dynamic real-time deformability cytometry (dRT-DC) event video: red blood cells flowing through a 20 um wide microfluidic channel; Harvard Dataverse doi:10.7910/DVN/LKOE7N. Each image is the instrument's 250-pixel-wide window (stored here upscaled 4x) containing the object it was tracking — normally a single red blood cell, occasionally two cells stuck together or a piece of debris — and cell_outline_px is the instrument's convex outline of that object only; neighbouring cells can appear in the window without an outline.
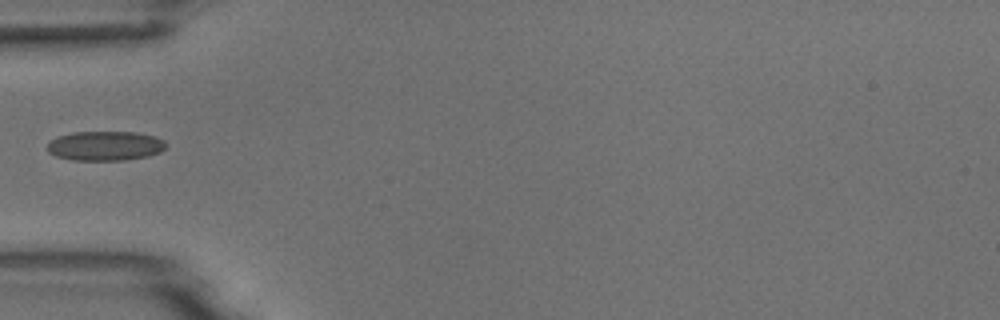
{"species": "common noctule bat (a hibernating species)", "species_latin": "Nyctalus noctula", "temperature_condition": "room temperature", "stored_images_in_passage": 1, "camera_frame_rate_fps": 3000, "um_per_image_px": 0.085, "animal": {"sex": "male", "body_mass_g": 18.8}, "frame": {"image": 1, "passage_image": 1, "time_ms": 0.0, "image_size_px": [1000, 320], "cell_outline_px": [[164, 148], [160, 152], [148, 156], [124, 160], [72, 160], [56, 156], [48, 152], [44, 148], [56, 136], [72, 132], [136, 132], [152, 136], [164, 140]], "centroid_in_image_um": [8.88, 12.4], "position_along_channel_um": 76.1, "area_um2": 20.4}}